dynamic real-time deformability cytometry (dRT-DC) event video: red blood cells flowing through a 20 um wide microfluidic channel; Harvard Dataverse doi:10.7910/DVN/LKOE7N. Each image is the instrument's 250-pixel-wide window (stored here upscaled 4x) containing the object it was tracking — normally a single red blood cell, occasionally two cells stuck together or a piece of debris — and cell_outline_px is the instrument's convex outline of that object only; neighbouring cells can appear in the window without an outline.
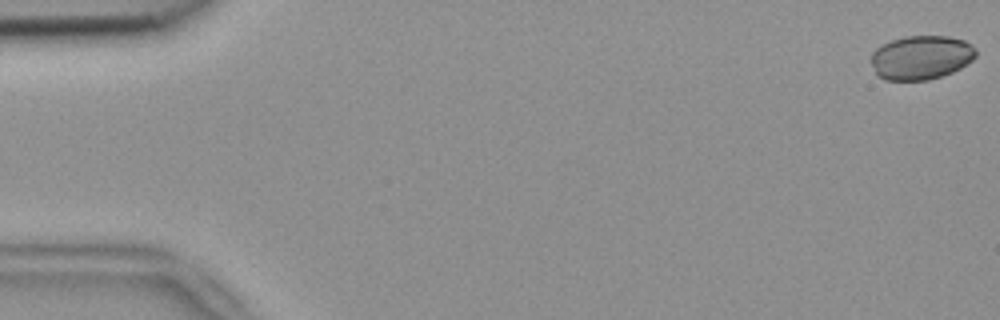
{"species": "common noctule bat (a hibernating species)", "species_latin": "Nyctalus noctula", "temperature_condition": "room temperature", "stored_images_in_passage": 52, "camera_frame_rate_fps": 3000, "um_per_image_px": 0.085, "animal": {"sex": "female", "body_mass_g": 18.4}, "frame": {"image": 1, "passage_image": 1, "time_ms": 0.0, "image_size_px": [1000, 320], "cell_outline_px": [[976, 56], [972, 60], [960, 68], [952, 72], [928, 80], [884, 80], [876, 76], [868, 60], [872, 52], [876, 48], [892, 40], [904, 36], [948, 36], [964, 40], [972, 44], [976, 48]], "centroid_in_image_um": [78.25, 4.89], "position_along_channel_um": 6.8, "area_um2": 27.28}}
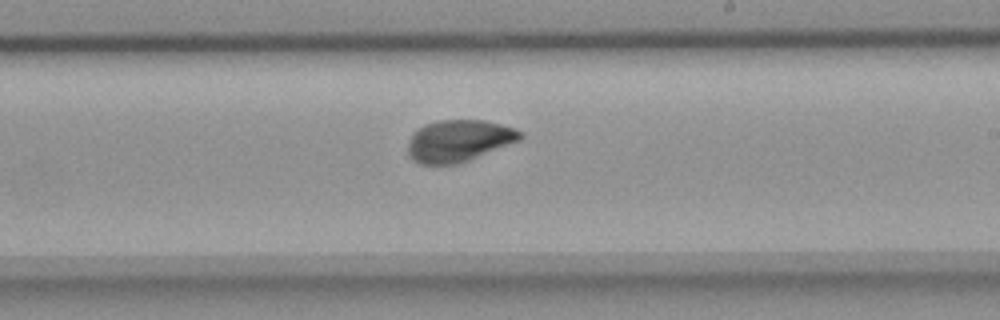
{"frame": {"image": 2, "passage_image": 32, "time_ms": 10.333, "image_size_px": [1000, 320], "cell_outline_px": [[524, 136], [520, 140], [468, 160], [456, 164], [420, 164], [412, 160], [408, 156], [408, 144], [412, 132], [424, 124], [440, 120], [484, 120], [516, 128]], "centroid_in_image_um": [38.96, 11.96], "position_along_channel_um": 250.0, "area_um2": 27.34}}
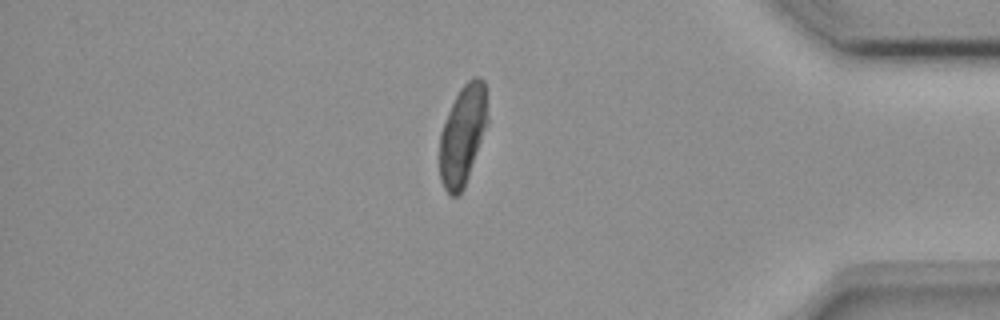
{"frame": {"image": 3, "passage_image": 46, "time_ms": 15.0, "image_size_px": [1000, 320], "cell_outline_px": [[488, 124], [464, 188], [456, 196], [452, 196], [444, 188], [440, 180], [440, 132], [448, 112], [460, 88], [472, 76], [476, 76], [484, 80], [488, 116]], "centroid_in_image_um": [39.34, 11.46], "position_along_channel_um": 395.9, "area_um2": 27.86}}